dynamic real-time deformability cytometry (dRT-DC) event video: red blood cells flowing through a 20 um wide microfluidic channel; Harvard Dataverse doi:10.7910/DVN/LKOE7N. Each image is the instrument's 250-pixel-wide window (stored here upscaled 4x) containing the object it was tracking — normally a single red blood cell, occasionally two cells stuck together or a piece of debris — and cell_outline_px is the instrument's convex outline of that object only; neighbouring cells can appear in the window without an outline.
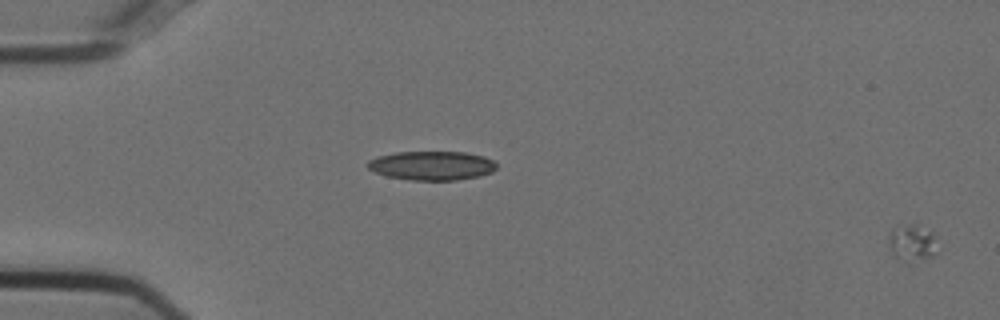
{"species": "Egyptian fruit bat (a non-hibernating species)", "species_latin": "Rousettus aegyptiacus", "temperature_condition": "cold", "stored_images_in_passage": 9, "camera_frame_rate_fps": 3000, "um_per_image_px": 0.085, "animal": {"sex": "female"}, "frame": {"image": 1, "passage_image": 2, "time_ms": 0.333, "image_size_px": [1000, 320], "cell_outline_px": [[936, 252], [932, 256], [900, 260], [892, 256], [888, 244], [888, 236], [892, 228], [908, 224], [916, 224], [932, 232]], "centroid_in_image_um": [77.44, 20.59], "position_along_channel_um": 7.6, "area_um2": 10.0}}